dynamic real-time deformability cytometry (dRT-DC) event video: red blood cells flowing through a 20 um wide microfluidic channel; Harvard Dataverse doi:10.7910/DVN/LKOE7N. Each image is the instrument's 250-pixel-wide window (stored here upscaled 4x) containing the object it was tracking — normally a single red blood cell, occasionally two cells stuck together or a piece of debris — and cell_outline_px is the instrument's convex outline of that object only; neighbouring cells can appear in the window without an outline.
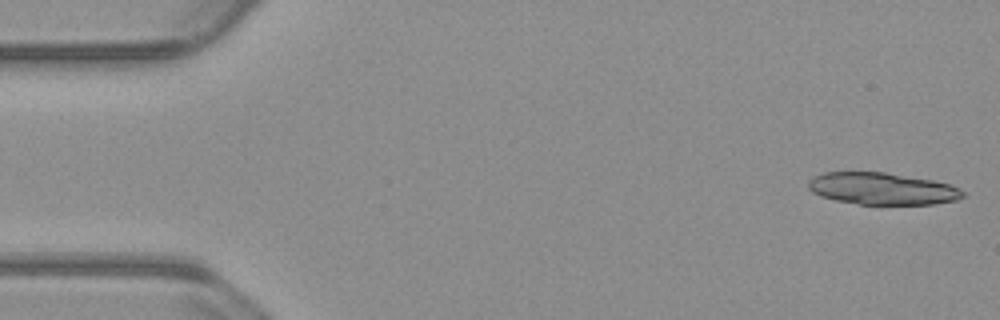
{"species": "common noctule bat (a hibernating species)", "species_latin": "Nyctalus noctula", "temperature_condition": "warm", "stored_images_in_passage": 54, "camera_frame_rate_fps": 3000, "um_per_image_px": 0.085, "animal": {"sex": "male", "body_mass_g": 23.1, "forearm_length_mm": 52.7}, "frame": {"image": 1, "passage_image": 1, "time_ms": 0.0, "image_size_px": [1000, 320], "cell_outline_px": [[964, 196], [956, 200], [932, 204], [860, 204], [836, 200], [820, 196], [812, 192], [808, 188], [808, 180], [824, 172], [884, 172], [932, 180], [948, 184], [964, 192]], "centroid_in_image_um": [74.95, 16.03], "position_along_channel_um": 10.1, "area_um2": 28.5}}
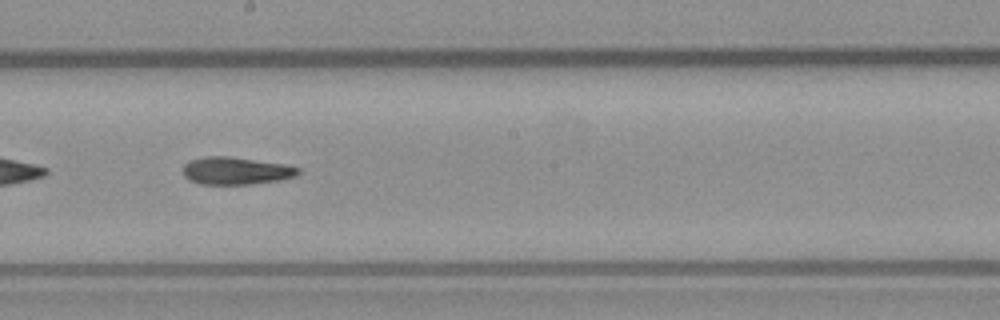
{"frame": {"image": 2, "passage_image": 29, "time_ms": 9.333, "image_size_px": [1000, 320], "cell_outline_px": [[300, 172], [296, 176], [280, 180], [252, 184], [200, 184], [188, 180], [184, 176], [184, 164], [188, 160], [204, 156], [228, 156], [288, 164], [300, 168]], "centroid_in_image_um": [20.06, 14.51], "position_along_channel_um": 228.1, "area_um2": 18.73}}
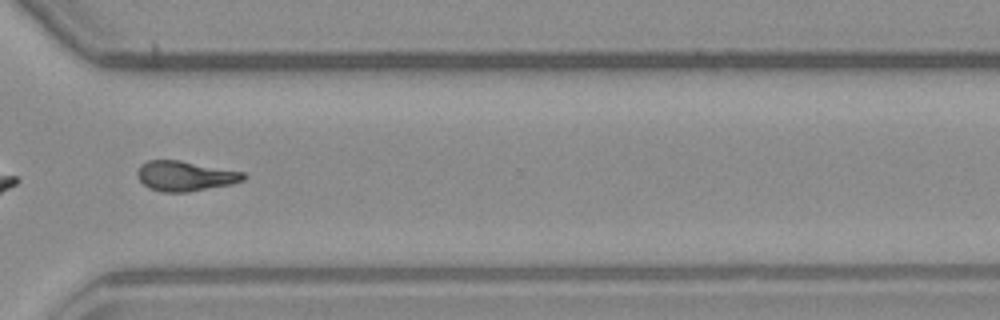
{"frame": {"image": 3, "passage_image": 39, "time_ms": 12.667, "image_size_px": [1000, 320], "cell_outline_px": [[248, 176], [244, 180], [232, 184], [188, 192], [160, 192], [148, 188], [136, 176], [136, 172], [140, 164], [148, 160], [180, 160], [244, 172]], "centroid_in_image_um": [15.72, 14.96], "position_along_channel_um": 354.9, "area_um2": 18.79}, "authors_computed_cell_mechanics": {"area_um2": 18.785, "velocity_mm_per_s": 3.8206, "shape_relaxation_time_tau1_ms": 9.2218, "shape_relaxation_time_tau2_ms": 3.8103, "deformation_change_tau1": 0.267, "deformation_change_tau2": 0.123}}